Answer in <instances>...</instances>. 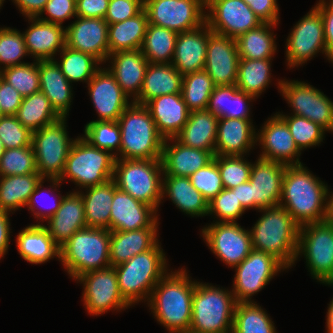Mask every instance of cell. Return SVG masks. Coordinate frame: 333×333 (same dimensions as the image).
<instances>
[{
	"label": "cell",
	"mask_w": 333,
	"mask_h": 333,
	"mask_svg": "<svg viewBox=\"0 0 333 333\" xmlns=\"http://www.w3.org/2000/svg\"><path fill=\"white\" fill-rule=\"evenodd\" d=\"M328 219L333 222V193L330 194V200H329V218Z\"/></svg>",
	"instance_id": "cell-69"
},
{
	"label": "cell",
	"mask_w": 333,
	"mask_h": 333,
	"mask_svg": "<svg viewBox=\"0 0 333 333\" xmlns=\"http://www.w3.org/2000/svg\"><path fill=\"white\" fill-rule=\"evenodd\" d=\"M269 314L256 301L238 302L231 333H277Z\"/></svg>",
	"instance_id": "cell-46"
},
{
	"label": "cell",
	"mask_w": 333,
	"mask_h": 333,
	"mask_svg": "<svg viewBox=\"0 0 333 333\" xmlns=\"http://www.w3.org/2000/svg\"><path fill=\"white\" fill-rule=\"evenodd\" d=\"M86 87L98 114L94 121H118L123 111L133 102L129 101L131 99L106 67H101Z\"/></svg>",
	"instance_id": "cell-21"
},
{
	"label": "cell",
	"mask_w": 333,
	"mask_h": 333,
	"mask_svg": "<svg viewBox=\"0 0 333 333\" xmlns=\"http://www.w3.org/2000/svg\"><path fill=\"white\" fill-rule=\"evenodd\" d=\"M116 157L109 151L96 148L82 136L73 142L59 180L68 178L77 191L97 186L113 179Z\"/></svg>",
	"instance_id": "cell-8"
},
{
	"label": "cell",
	"mask_w": 333,
	"mask_h": 333,
	"mask_svg": "<svg viewBox=\"0 0 333 333\" xmlns=\"http://www.w3.org/2000/svg\"><path fill=\"white\" fill-rule=\"evenodd\" d=\"M201 234L212 253L230 268L253 250L250 231L238 222H214L202 227Z\"/></svg>",
	"instance_id": "cell-17"
},
{
	"label": "cell",
	"mask_w": 333,
	"mask_h": 333,
	"mask_svg": "<svg viewBox=\"0 0 333 333\" xmlns=\"http://www.w3.org/2000/svg\"><path fill=\"white\" fill-rule=\"evenodd\" d=\"M110 231H132L151 227L159 218L157 211L119 189L111 205Z\"/></svg>",
	"instance_id": "cell-24"
},
{
	"label": "cell",
	"mask_w": 333,
	"mask_h": 333,
	"mask_svg": "<svg viewBox=\"0 0 333 333\" xmlns=\"http://www.w3.org/2000/svg\"><path fill=\"white\" fill-rule=\"evenodd\" d=\"M206 11L213 32L235 39L262 24L244 0H206Z\"/></svg>",
	"instance_id": "cell-18"
},
{
	"label": "cell",
	"mask_w": 333,
	"mask_h": 333,
	"mask_svg": "<svg viewBox=\"0 0 333 333\" xmlns=\"http://www.w3.org/2000/svg\"><path fill=\"white\" fill-rule=\"evenodd\" d=\"M37 172L33 147L5 149L0 158V176L27 175Z\"/></svg>",
	"instance_id": "cell-53"
},
{
	"label": "cell",
	"mask_w": 333,
	"mask_h": 333,
	"mask_svg": "<svg viewBox=\"0 0 333 333\" xmlns=\"http://www.w3.org/2000/svg\"><path fill=\"white\" fill-rule=\"evenodd\" d=\"M47 180V181H46ZM49 182L50 181V188L48 189H43L44 187V182ZM61 182L59 179H41L40 182L36 185V188L34 190V192L30 195V198L28 200V203L26 205L27 209L29 211L32 212V215L37 219L36 222H39L36 223V224H42L44 223L45 221H47L50 217H52L56 212L57 210L59 209L61 203H62V200H63V197L64 195L62 196L58 191L59 187L61 186ZM58 188V189H57ZM48 192L51 194V197L52 195H54V200L51 204H49V206L47 205V208H38L37 206L38 203L41 201L43 202V197H44V193H47ZM55 193H56V196H55ZM46 194V195H47ZM50 197V196H49ZM57 197V198H56ZM42 200H41V199ZM39 199V200H38ZM53 199V198H52ZM41 200V201H40ZM39 201V202H38ZM50 203V202H49ZM42 206V205H41ZM39 209V210H38ZM47 209V210H46ZM41 220V221H40ZM42 222V223H41Z\"/></svg>",
	"instance_id": "cell-55"
},
{
	"label": "cell",
	"mask_w": 333,
	"mask_h": 333,
	"mask_svg": "<svg viewBox=\"0 0 333 333\" xmlns=\"http://www.w3.org/2000/svg\"><path fill=\"white\" fill-rule=\"evenodd\" d=\"M214 88L215 84L205 70L183 75L181 95L188 110H206Z\"/></svg>",
	"instance_id": "cell-48"
},
{
	"label": "cell",
	"mask_w": 333,
	"mask_h": 333,
	"mask_svg": "<svg viewBox=\"0 0 333 333\" xmlns=\"http://www.w3.org/2000/svg\"><path fill=\"white\" fill-rule=\"evenodd\" d=\"M118 188L113 179L107 182L85 188L82 195L87 227L104 228L110 231L111 205L114 192Z\"/></svg>",
	"instance_id": "cell-39"
},
{
	"label": "cell",
	"mask_w": 333,
	"mask_h": 333,
	"mask_svg": "<svg viewBox=\"0 0 333 333\" xmlns=\"http://www.w3.org/2000/svg\"><path fill=\"white\" fill-rule=\"evenodd\" d=\"M27 20L30 26L22 33L28 55L36 61L55 60V56L66 45L64 26L43 21L37 17L27 18Z\"/></svg>",
	"instance_id": "cell-26"
},
{
	"label": "cell",
	"mask_w": 333,
	"mask_h": 333,
	"mask_svg": "<svg viewBox=\"0 0 333 333\" xmlns=\"http://www.w3.org/2000/svg\"><path fill=\"white\" fill-rule=\"evenodd\" d=\"M67 117L32 132L31 145L35 153L37 172L43 179H59L73 142L68 136Z\"/></svg>",
	"instance_id": "cell-11"
},
{
	"label": "cell",
	"mask_w": 333,
	"mask_h": 333,
	"mask_svg": "<svg viewBox=\"0 0 333 333\" xmlns=\"http://www.w3.org/2000/svg\"><path fill=\"white\" fill-rule=\"evenodd\" d=\"M232 293L236 302H254L260 292L280 272L288 269L275 256L253 249L236 267Z\"/></svg>",
	"instance_id": "cell-14"
},
{
	"label": "cell",
	"mask_w": 333,
	"mask_h": 333,
	"mask_svg": "<svg viewBox=\"0 0 333 333\" xmlns=\"http://www.w3.org/2000/svg\"><path fill=\"white\" fill-rule=\"evenodd\" d=\"M82 137L96 148L115 156L120 151L121 132L117 121H90L84 126Z\"/></svg>",
	"instance_id": "cell-51"
},
{
	"label": "cell",
	"mask_w": 333,
	"mask_h": 333,
	"mask_svg": "<svg viewBox=\"0 0 333 333\" xmlns=\"http://www.w3.org/2000/svg\"><path fill=\"white\" fill-rule=\"evenodd\" d=\"M20 256L31 264H43L52 258L60 260V248L43 224L24 227L16 236Z\"/></svg>",
	"instance_id": "cell-34"
},
{
	"label": "cell",
	"mask_w": 333,
	"mask_h": 333,
	"mask_svg": "<svg viewBox=\"0 0 333 333\" xmlns=\"http://www.w3.org/2000/svg\"><path fill=\"white\" fill-rule=\"evenodd\" d=\"M110 0H77L76 15L84 18H103Z\"/></svg>",
	"instance_id": "cell-64"
},
{
	"label": "cell",
	"mask_w": 333,
	"mask_h": 333,
	"mask_svg": "<svg viewBox=\"0 0 333 333\" xmlns=\"http://www.w3.org/2000/svg\"><path fill=\"white\" fill-rule=\"evenodd\" d=\"M244 157L245 156H214L224 188L232 189L249 181L252 162L247 161Z\"/></svg>",
	"instance_id": "cell-54"
},
{
	"label": "cell",
	"mask_w": 333,
	"mask_h": 333,
	"mask_svg": "<svg viewBox=\"0 0 333 333\" xmlns=\"http://www.w3.org/2000/svg\"><path fill=\"white\" fill-rule=\"evenodd\" d=\"M149 24L177 33L206 23V0H144Z\"/></svg>",
	"instance_id": "cell-16"
},
{
	"label": "cell",
	"mask_w": 333,
	"mask_h": 333,
	"mask_svg": "<svg viewBox=\"0 0 333 333\" xmlns=\"http://www.w3.org/2000/svg\"><path fill=\"white\" fill-rule=\"evenodd\" d=\"M192 186L209 202L223 189V183L216 160L197 170L190 177Z\"/></svg>",
	"instance_id": "cell-57"
},
{
	"label": "cell",
	"mask_w": 333,
	"mask_h": 333,
	"mask_svg": "<svg viewBox=\"0 0 333 333\" xmlns=\"http://www.w3.org/2000/svg\"><path fill=\"white\" fill-rule=\"evenodd\" d=\"M42 177L39 173L0 176V210L10 212L26 207Z\"/></svg>",
	"instance_id": "cell-42"
},
{
	"label": "cell",
	"mask_w": 333,
	"mask_h": 333,
	"mask_svg": "<svg viewBox=\"0 0 333 333\" xmlns=\"http://www.w3.org/2000/svg\"><path fill=\"white\" fill-rule=\"evenodd\" d=\"M255 99L235 84L215 86L210 95L207 110L217 118L251 119L250 104Z\"/></svg>",
	"instance_id": "cell-38"
},
{
	"label": "cell",
	"mask_w": 333,
	"mask_h": 333,
	"mask_svg": "<svg viewBox=\"0 0 333 333\" xmlns=\"http://www.w3.org/2000/svg\"><path fill=\"white\" fill-rule=\"evenodd\" d=\"M263 125L256 136V143L262 151L260 158L285 165L303 164L299 158L302 151L296 145L286 122L277 113Z\"/></svg>",
	"instance_id": "cell-19"
},
{
	"label": "cell",
	"mask_w": 333,
	"mask_h": 333,
	"mask_svg": "<svg viewBox=\"0 0 333 333\" xmlns=\"http://www.w3.org/2000/svg\"><path fill=\"white\" fill-rule=\"evenodd\" d=\"M179 333H202V332H197V331H194L192 329H189V330H185V331H182V332H179Z\"/></svg>",
	"instance_id": "cell-71"
},
{
	"label": "cell",
	"mask_w": 333,
	"mask_h": 333,
	"mask_svg": "<svg viewBox=\"0 0 333 333\" xmlns=\"http://www.w3.org/2000/svg\"><path fill=\"white\" fill-rule=\"evenodd\" d=\"M49 0H12L25 18L38 17Z\"/></svg>",
	"instance_id": "cell-65"
},
{
	"label": "cell",
	"mask_w": 333,
	"mask_h": 333,
	"mask_svg": "<svg viewBox=\"0 0 333 333\" xmlns=\"http://www.w3.org/2000/svg\"><path fill=\"white\" fill-rule=\"evenodd\" d=\"M183 76L172 64L149 63L142 89L133 101L145 105L153 98L181 93Z\"/></svg>",
	"instance_id": "cell-37"
},
{
	"label": "cell",
	"mask_w": 333,
	"mask_h": 333,
	"mask_svg": "<svg viewBox=\"0 0 333 333\" xmlns=\"http://www.w3.org/2000/svg\"><path fill=\"white\" fill-rule=\"evenodd\" d=\"M107 69L114 76L123 92L134 101L142 89L149 62L140 49L118 51L108 56Z\"/></svg>",
	"instance_id": "cell-28"
},
{
	"label": "cell",
	"mask_w": 333,
	"mask_h": 333,
	"mask_svg": "<svg viewBox=\"0 0 333 333\" xmlns=\"http://www.w3.org/2000/svg\"><path fill=\"white\" fill-rule=\"evenodd\" d=\"M285 164L258 157L250 173L253 209L278 206L282 195Z\"/></svg>",
	"instance_id": "cell-23"
},
{
	"label": "cell",
	"mask_w": 333,
	"mask_h": 333,
	"mask_svg": "<svg viewBox=\"0 0 333 333\" xmlns=\"http://www.w3.org/2000/svg\"><path fill=\"white\" fill-rule=\"evenodd\" d=\"M191 278L186 268L168 271L153 288L146 303L153 317L168 333L190 329L192 298L197 283Z\"/></svg>",
	"instance_id": "cell-2"
},
{
	"label": "cell",
	"mask_w": 333,
	"mask_h": 333,
	"mask_svg": "<svg viewBox=\"0 0 333 333\" xmlns=\"http://www.w3.org/2000/svg\"><path fill=\"white\" fill-rule=\"evenodd\" d=\"M276 113L286 122L296 145L301 151L318 146L325 140V132L327 131L313 121L293 114Z\"/></svg>",
	"instance_id": "cell-49"
},
{
	"label": "cell",
	"mask_w": 333,
	"mask_h": 333,
	"mask_svg": "<svg viewBox=\"0 0 333 333\" xmlns=\"http://www.w3.org/2000/svg\"><path fill=\"white\" fill-rule=\"evenodd\" d=\"M59 54L61 57L60 61L56 59L55 61L71 84L73 82H84L87 84L102 65L91 54L80 52L66 45Z\"/></svg>",
	"instance_id": "cell-47"
},
{
	"label": "cell",
	"mask_w": 333,
	"mask_h": 333,
	"mask_svg": "<svg viewBox=\"0 0 333 333\" xmlns=\"http://www.w3.org/2000/svg\"><path fill=\"white\" fill-rule=\"evenodd\" d=\"M121 132L116 159H161L164 138L158 133L149 110L132 102L118 118Z\"/></svg>",
	"instance_id": "cell-5"
},
{
	"label": "cell",
	"mask_w": 333,
	"mask_h": 333,
	"mask_svg": "<svg viewBox=\"0 0 333 333\" xmlns=\"http://www.w3.org/2000/svg\"><path fill=\"white\" fill-rule=\"evenodd\" d=\"M239 59L236 39L213 32L208 26L204 70L212 78L215 86L236 83Z\"/></svg>",
	"instance_id": "cell-20"
},
{
	"label": "cell",
	"mask_w": 333,
	"mask_h": 333,
	"mask_svg": "<svg viewBox=\"0 0 333 333\" xmlns=\"http://www.w3.org/2000/svg\"><path fill=\"white\" fill-rule=\"evenodd\" d=\"M163 165L161 159H116L113 180L116 187L152 206L162 203Z\"/></svg>",
	"instance_id": "cell-9"
},
{
	"label": "cell",
	"mask_w": 333,
	"mask_h": 333,
	"mask_svg": "<svg viewBox=\"0 0 333 333\" xmlns=\"http://www.w3.org/2000/svg\"><path fill=\"white\" fill-rule=\"evenodd\" d=\"M277 87L291 114L307 118L333 133V101L316 87L298 80L278 79Z\"/></svg>",
	"instance_id": "cell-12"
},
{
	"label": "cell",
	"mask_w": 333,
	"mask_h": 333,
	"mask_svg": "<svg viewBox=\"0 0 333 333\" xmlns=\"http://www.w3.org/2000/svg\"><path fill=\"white\" fill-rule=\"evenodd\" d=\"M263 212L249 229L253 249L269 253L288 269L294 266L300 225L282 206L259 209Z\"/></svg>",
	"instance_id": "cell-3"
},
{
	"label": "cell",
	"mask_w": 333,
	"mask_h": 333,
	"mask_svg": "<svg viewBox=\"0 0 333 333\" xmlns=\"http://www.w3.org/2000/svg\"><path fill=\"white\" fill-rule=\"evenodd\" d=\"M290 31L285 44L286 66L289 69L304 65L319 52L325 54L327 59L322 15L315 7Z\"/></svg>",
	"instance_id": "cell-15"
},
{
	"label": "cell",
	"mask_w": 333,
	"mask_h": 333,
	"mask_svg": "<svg viewBox=\"0 0 333 333\" xmlns=\"http://www.w3.org/2000/svg\"><path fill=\"white\" fill-rule=\"evenodd\" d=\"M148 24V15L145 9L125 21L109 24V55L118 51L141 49Z\"/></svg>",
	"instance_id": "cell-40"
},
{
	"label": "cell",
	"mask_w": 333,
	"mask_h": 333,
	"mask_svg": "<svg viewBox=\"0 0 333 333\" xmlns=\"http://www.w3.org/2000/svg\"><path fill=\"white\" fill-rule=\"evenodd\" d=\"M229 290L197 281L190 329L202 333H231L237 302Z\"/></svg>",
	"instance_id": "cell-7"
},
{
	"label": "cell",
	"mask_w": 333,
	"mask_h": 333,
	"mask_svg": "<svg viewBox=\"0 0 333 333\" xmlns=\"http://www.w3.org/2000/svg\"><path fill=\"white\" fill-rule=\"evenodd\" d=\"M26 56L29 57L23 33L16 28L0 27V71L27 63L21 61Z\"/></svg>",
	"instance_id": "cell-52"
},
{
	"label": "cell",
	"mask_w": 333,
	"mask_h": 333,
	"mask_svg": "<svg viewBox=\"0 0 333 333\" xmlns=\"http://www.w3.org/2000/svg\"><path fill=\"white\" fill-rule=\"evenodd\" d=\"M4 152H5V147H4L2 140L0 139V158Z\"/></svg>",
	"instance_id": "cell-70"
},
{
	"label": "cell",
	"mask_w": 333,
	"mask_h": 333,
	"mask_svg": "<svg viewBox=\"0 0 333 333\" xmlns=\"http://www.w3.org/2000/svg\"><path fill=\"white\" fill-rule=\"evenodd\" d=\"M165 196L188 216H208V201L192 186L189 177L163 175L162 200Z\"/></svg>",
	"instance_id": "cell-36"
},
{
	"label": "cell",
	"mask_w": 333,
	"mask_h": 333,
	"mask_svg": "<svg viewBox=\"0 0 333 333\" xmlns=\"http://www.w3.org/2000/svg\"><path fill=\"white\" fill-rule=\"evenodd\" d=\"M23 97L0 76V110L3 115H16Z\"/></svg>",
	"instance_id": "cell-63"
},
{
	"label": "cell",
	"mask_w": 333,
	"mask_h": 333,
	"mask_svg": "<svg viewBox=\"0 0 333 333\" xmlns=\"http://www.w3.org/2000/svg\"><path fill=\"white\" fill-rule=\"evenodd\" d=\"M306 260L311 277L321 284L333 283V222L328 220L300 226L295 259Z\"/></svg>",
	"instance_id": "cell-10"
},
{
	"label": "cell",
	"mask_w": 333,
	"mask_h": 333,
	"mask_svg": "<svg viewBox=\"0 0 333 333\" xmlns=\"http://www.w3.org/2000/svg\"><path fill=\"white\" fill-rule=\"evenodd\" d=\"M273 59L252 60L240 58L235 85L256 99L271 84V65Z\"/></svg>",
	"instance_id": "cell-43"
},
{
	"label": "cell",
	"mask_w": 333,
	"mask_h": 333,
	"mask_svg": "<svg viewBox=\"0 0 333 333\" xmlns=\"http://www.w3.org/2000/svg\"><path fill=\"white\" fill-rule=\"evenodd\" d=\"M44 223V227L61 248L70 237L87 227L82 195L75 189L64 195L57 212Z\"/></svg>",
	"instance_id": "cell-27"
},
{
	"label": "cell",
	"mask_w": 333,
	"mask_h": 333,
	"mask_svg": "<svg viewBox=\"0 0 333 333\" xmlns=\"http://www.w3.org/2000/svg\"><path fill=\"white\" fill-rule=\"evenodd\" d=\"M155 122L158 133L164 138H174L188 121L190 111L181 93L162 95L145 104Z\"/></svg>",
	"instance_id": "cell-31"
},
{
	"label": "cell",
	"mask_w": 333,
	"mask_h": 333,
	"mask_svg": "<svg viewBox=\"0 0 333 333\" xmlns=\"http://www.w3.org/2000/svg\"><path fill=\"white\" fill-rule=\"evenodd\" d=\"M144 9V0H110L104 20L108 24L125 21Z\"/></svg>",
	"instance_id": "cell-59"
},
{
	"label": "cell",
	"mask_w": 333,
	"mask_h": 333,
	"mask_svg": "<svg viewBox=\"0 0 333 333\" xmlns=\"http://www.w3.org/2000/svg\"><path fill=\"white\" fill-rule=\"evenodd\" d=\"M314 7L322 15L327 59L333 63V0H319Z\"/></svg>",
	"instance_id": "cell-61"
},
{
	"label": "cell",
	"mask_w": 333,
	"mask_h": 333,
	"mask_svg": "<svg viewBox=\"0 0 333 333\" xmlns=\"http://www.w3.org/2000/svg\"><path fill=\"white\" fill-rule=\"evenodd\" d=\"M326 286H332L333 283H327ZM326 332L327 333H333V298L328 304L327 312H326Z\"/></svg>",
	"instance_id": "cell-68"
},
{
	"label": "cell",
	"mask_w": 333,
	"mask_h": 333,
	"mask_svg": "<svg viewBox=\"0 0 333 333\" xmlns=\"http://www.w3.org/2000/svg\"><path fill=\"white\" fill-rule=\"evenodd\" d=\"M159 220L151 227L132 231H110V266L126 262L150 250L159 240Z\"/></svg>",
	"instance_id": "cell-32"
},
{
	"label": "cell",
	"mask_w": 333,
	"mask_h": 333,
	"mask_svg": "<svg viewBox=\"0 0 333 333\" xmlns=\"http://www.w3.org/2000/svg\"><path fill=\"white\" fill-rule=\"evenodd\" d=\"M247 211L231 189L224 188L208 202V216H214L213 222H237Z\"/></svg>",
	"instance_id": "cell-56"
},
{
	"label": "cell",
	"mask_w": 333,
	"mask_h": 333,
	"mask_svg": "<svg viewBox=\"0 0 333 333\" xmlns=\"http://www.w3.org/2000/svg\"><path fill=\"white\" fill-rule=\"evenodd\" d=\"M0 139L5 149L31 146L32 132L24 127L15 115L0 117Z\"/></svg>",
	"instance_id": "cell-58"
},
{
	"label": "cell",
	"mask_w": 333,
	"mask_h": 333,
	"mask_svg": "<svg viewBox=\"0 0 333 333\" xmlns=\"http://www.w3.org/2000/svg\"><path fill=\"white\" fill-rule=\"evenodd\" d=\"M0 76L23 98L40 91L39 61L6 67Z\"/></svg>",
	"instance_id": "cell-50"
},
{
	"label": "cell",
	"mask_w": 333,
	"mask_h": 333,
	"mask_svg": "<svg viewBox=\"0 0 333 333\" xmlns=\"http://www.w3.org/2000/svg\"><path fill=\"white\" fill-rule=\"evenodd\" d=\"M4 1H5V0H0V9H1V7L3 6Z\"/></svg>",
	"instance_id": "cell-72"
},
{
	"label": "cell",
	"mask_w": 333,
	"mask_h": 333,
	"mask_svg": "<svg viewBox=\"0 0 333 333\" xmlns=\"http://www.w3.org/2000/svg\"><path fill=\"white\" fill-rule=\"evenodd\" d=\"M262 23L278 25L279 5L277 0H244Z\"/></svg>",
	"instance_id": "cell-62"
},
{
	"label": "cell",
	"mask_w": 333,
	"mask_h": 333,
	"mask_svg": "<svg viewBox=\"0 0 333 333\" xmlns=\"http://www.w3.org/2000/svg\"><path fill=\"white\" fill-rule=\"evenodd\" d=\"M15 116L31 132L37 131L61 118L41 91L24 97Z\"/></svg>",
	"instance_id": "cell-44"
},
{
	"label": "cell",
	"mask_w": 333,
	"mask_h": 333,
	"mask_svg": "<svg viewBox=\"0 0 333 333\" xmlns=\"http://www.w3.org/2000/svg\"><path fill=\"white\" fill-rule=\"evenodd\" d=\"M40 91L61 117H68L73 101L71 84L55 60H39Z\"/></svg>",
	"instance_id": "cell-33"
},
{
	"label": "cell",
	"mask_w": 333,
	"mask_h": 333,
	"mask_svg": "<svg viewBox=\"0 0 333 333\" xmlns=\"http://www.w3.org/2000/svg\"><path fill=\"white\" fill-rule=\"evenodd\" d=\"M178 33L148 24L141 52L149 63L171 64Z\"/></svg>",
	"instance_id": "cell-45"
},
{
	"label": "cell",
	"mask_w": 333,
	"mask_h": 333,
	"mask_svg": "<svg viewBox=\"0 0 333 333\" xmlns=\"http://www.w3.org/2000/svg\"><path fill=\"white\" fill-rule=\"evenodd\" d=\"M303 164L287 165L279 205L301 226L329 218L330 190Z\"/></svg>",
	"instance_id": "cell-1"
},
{
	"label": "cell",
	"mask_w": 333,
	"mask_h": 333,
	"mask_svg": "<svg viewBox=\"0 0 333 333\" xmlns=\"http://www.w3.org/2000/svg\"><path fill=\"white\" fill-rule=\"evenodd\" d=\"M214 156L210 151L187 147L175 138L164 139L161 158L163 175L190 177L211 163Z\"/></svg>",
	"instance_id": "cell-29"
},
{
	"label": "cell",
	"mask_w": 333,
	"mask_h": 333,
	"mask_svg": "<svg viewBox=\"0 0 333 333\" xmlns=\"http://www.w3.org/2000/svg\"><path fill=\"white\" fill-rule=\"evenodd\" d=\"M72 17H77L75 0H49L37 18L63 26V22Z\"/></svg>",
	"instance_id": "cell-60"
},
{
	"label": "cell",
	"mask_w": 333,
	"mask_h": 333,
	"mask_svg": "<svg viewBox=\"0 0 333 333\" xmlns=\"http://www.w3.org/2000/svg\"><path fill=\"white\" fill-rule=\"evenodd\" d=\"M9 215H11L10 212L0 210V260L8 253L11 240L10 233L12 229Z\"/></svg>",
	"instance_id": "cell-66"
},
{
	"label": "cell",
	"mask_w": 333,
	"mask_h": 333,
	"mask_svg": "<svg viewBox=\"0 0 333 333\" xmlns=\"http://www.w3.org/2000/svg\"><path fill=\"white\" fill-rule=\"evenodd\" d=\"M218 118L210 111H192L182 130L174 137L178 142L215 155Z\"/></svg>",
	"instance_id": "cell-35"
},
{
	"label": "cell",
	"mask_w": 333,
	"mask_h": 333,
	"mask_svg": "<svg viewBox=\"0 0 333 333\" xmlns=\"http://www.w3.org/2000/svg\"><path fill=\"white\" fill-rule=\"evenodd\" d=\"M231 190L236 193V197L246 210L253 209V198L250 181H246L237 187L232 188Z\"/></svg>",
	"instance_id": "cell-67"
},
{
	"label": "cell",
	"mask_w": 333,
	"mask_h": 333,
	"mask_svg": "<svg viewBox=\"0 0 333 333\" xmlns=\"http://www.w3.org/2000/svg\"><path fill=\"white\" fill-rule=\"evenodd\" d=\"M65 28L66 46L97 58L102 65L109 56L108 26L103 18L76 17Z\"/></svg>",
	"instance_id": "cell-22"
},
{
	"label": "cell",
	"mask_w": 333,
	"mask_h": 333,
	"mask_svg": "<svg viewBox=\"0 0 333 333\" xmlns=\"http://www.w3.org/2000/svg\"><path fill=\"white\" fill-rule=\"evenodd\" d=\"M252 119L218 118L215 155L245 156L257 145Z\"/></svg>",
	"instance_id": "cell-25"
},
{
	"label": "cell",
	"mask_w": 333,
	"mask_h": 333,
	"mask_svg": "<svg viewBox=\"0 0 333 333\" xmlns=\"http://www.w3.org/2000/svg\"><path fill=\"white\" fill-rule=\"evenodd\" d=\"M75 281L83 286L82 300L84 308L90 315H103L110 310L120 312L131 306L120 293L113 266L88 271Z\"/></svg>",
	"instance_id": "cell-13"
},
{
	"label": "cell",
	"mask_w": 333,
	"mask_h": 333,
	"mask_svg": "<svg viewBox=\"0 0 333 333\" xmlns=\"http://www.w3.org/2000/svg\"><path fill=\"white\" fill-rule=\"evenodd\" d=\"M208 44V24L178 33L172 65L183 76L204 70Z\"/></svg>",
	"instance_id": "cell-30"
},
{
	"label": "cell",
	"mask_w": 333,
	"mask_h": 333,
	"mask_svg": "<svg viewBox=\"0 0 333 333\" xmlns=\"http://www.w3.org/2000/svg\"><path fill=\"white\" fill-rule=\"evenodd\" d=\"M110 231L86 227L76 231L60 248V260L69 277L110 267Z\"/></svg>",
	"instance_id": "cell-6"
},
{
	"label": "cell",
	"mask_w": 333,
	"mask_h": 333,
	"mask_svg": "<svg viewBox=\"0 0 333 333\" xmlns=\"http://www.w3.org/2000/svg\"><path fill=\"white\" fill-rule=\"evenodd\" d=\"M276 24L262 23L236 38L239 58L252 60L273 59L277 50L276 35L272 31Z\"/></svg>",
	"instance_id": "cell-41"
},
{
	"label": "cell",
	"mask_w": 333,
	"mask_h": 333,
	"mask_svg": "<svg viewBox=\"0 0 333 333\" xmlns=\"http://www.w3.org/2000/svg\"><path fill=\"white\" fill-rule=\"evenodd\" d=\"M160 240L150 249L114 266L123 298L132 306L148 302L153 288L169 271Z\"/></svg>",
	"instance_id": "cell-4"
}]
</instances>
